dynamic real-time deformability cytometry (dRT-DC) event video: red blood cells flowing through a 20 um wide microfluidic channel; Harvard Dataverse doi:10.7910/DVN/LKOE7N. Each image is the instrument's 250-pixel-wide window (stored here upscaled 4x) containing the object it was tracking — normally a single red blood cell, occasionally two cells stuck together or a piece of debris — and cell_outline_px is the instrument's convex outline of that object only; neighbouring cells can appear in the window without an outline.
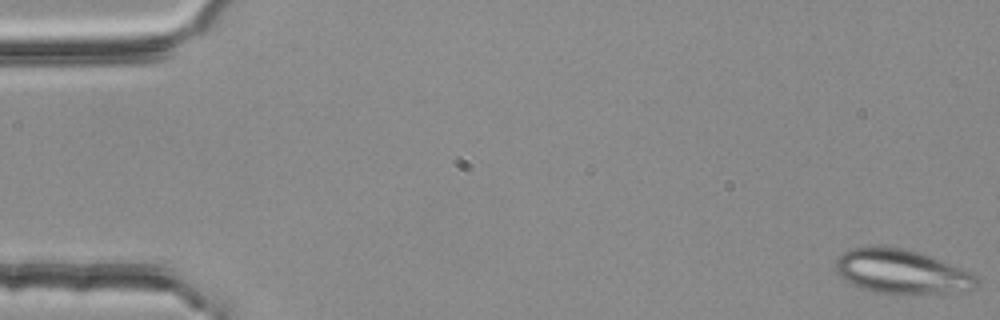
{"species": "common noctule bat (a hibernating species)", "species_latin": "Nyctalus noctula", "temperature_condition": "room temperature", "stored_images_in_passage": 4, "camera_frame_rate_fps": 3000, "um_per_image_px": 0.085, "animal": {"sex": "female", "body_mass_g": 25.1}, "frame": {"image": 1, "passage_image": 1, "time_ms": 0.0, "image_size_px": [1000, 320], "cell_outline_px": [[980, 284], [972, 288], [920, 296], [896, 296], [872, 292], [860, 288], [844, 280], [836, 272], [836, 260], [840, 252], [852, 248], [900, 248], [920, 252], [972, 272], [976, 276]], "centroid_in_image_um": [76.62, 23.15], "position_along_channel_um": 8.4, "area_um2": 36.82}}